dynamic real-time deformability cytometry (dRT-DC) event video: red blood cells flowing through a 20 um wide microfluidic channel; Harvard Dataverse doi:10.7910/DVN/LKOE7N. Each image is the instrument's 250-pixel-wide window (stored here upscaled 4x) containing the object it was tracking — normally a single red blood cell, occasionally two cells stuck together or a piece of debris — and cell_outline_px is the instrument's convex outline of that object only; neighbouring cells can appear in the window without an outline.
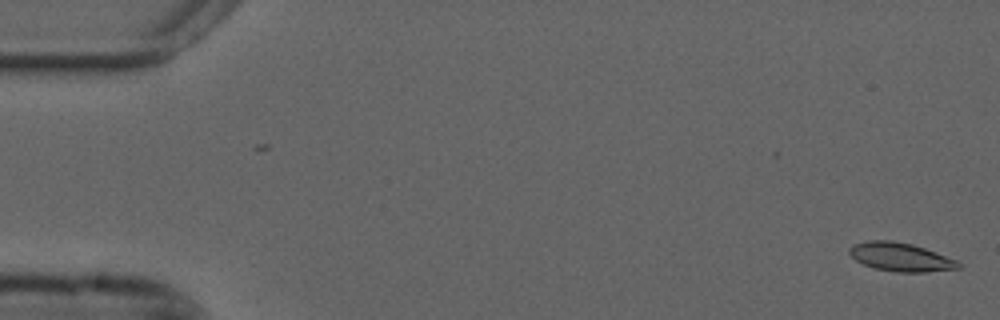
{"species": "common noctule bat (a hibernating species)", "species_latin": "Nyctalus noctula", "temperature_condition": "cold", "stored_images_in_passage": 56, "camera_frame_rate_fps": 3000, "um_per_image_px": 0.085, "animal": {"sex": "male", "forearm_length_mm": 52.5}, "frame": {"image": 1, "passage_image": 1, "time_ms": 0.0, "image_size_px": [1000, 320], "cell_outline_px": [[960, 268], [928, 272], [896, 272], [872, 268], [856, 260], [848, 252], [848, 248], [852, 244], [868, 240], [892, 240], [912, 244], [936, 252], [956, 260], [960, 264]], "centroid_in_image_um": [76.51, 21.84], "position_along_channel_um": 8.5, "area_um2": 18.21}}
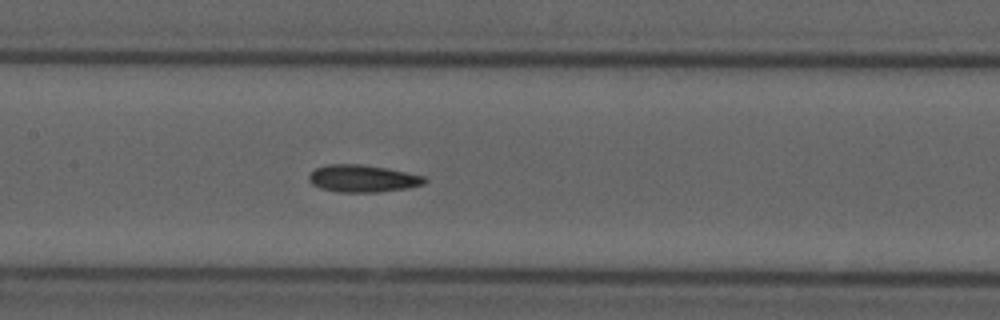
{"frame": {"image": 2, "passage_image": 26, "time_ms": 8.333, "image_size_px": [1000, 320], "cell_outline_px": [[428, 180], [424, 184], [408, 188], [380, 192], [340, 192], [320, 188], [312, 184], [308, 180], [308, 176], [316, 168], [328, 164], [360, 164], [388, 168], [408, 172], [424, 176]], "centroid_in_image_um": [30.85, 15.17], "position_along_channel_um": 176.5, "area_um2": 18.5}}
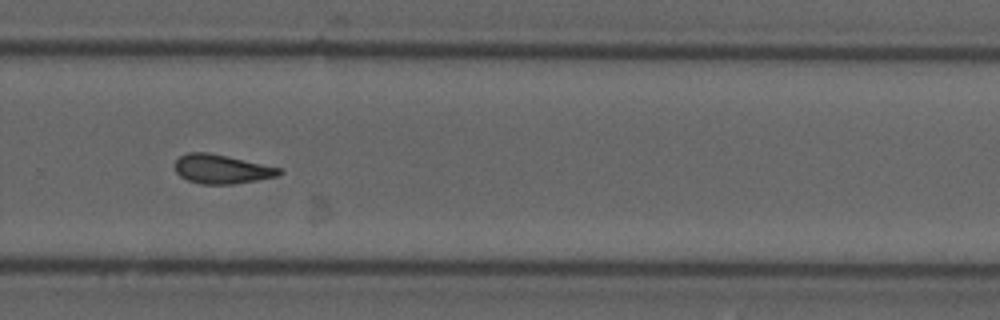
{"frame": {"image": 3, "passage_image": 37, "time_ms": 12.0, "image_size_px": [1000, 320], "cell_outline_px": [[284, 172], [276, 176], [256, 180], [232, 184], [200, 184], [188, 180], [180, 176], [176, 172], [176, 160], [180, 156], [188, 152], [208, 152], [228, 156], [280, 168]], "centroid_in_image_um": [18.82, 14.37], "position_along_channel_um": 311.0, "area_um2": 17.51}, "authors_computed_cell_mechanics": {"area_um2": 17.5712, "velocity_mm_per_s": 3.6857, "shape_relaxation_time_tau1_ms": null, "shape_relaxation_time_tau2_ms": 9.093, "deformation_change_tau1": null, "deformation_change_tau2": 0.193}}